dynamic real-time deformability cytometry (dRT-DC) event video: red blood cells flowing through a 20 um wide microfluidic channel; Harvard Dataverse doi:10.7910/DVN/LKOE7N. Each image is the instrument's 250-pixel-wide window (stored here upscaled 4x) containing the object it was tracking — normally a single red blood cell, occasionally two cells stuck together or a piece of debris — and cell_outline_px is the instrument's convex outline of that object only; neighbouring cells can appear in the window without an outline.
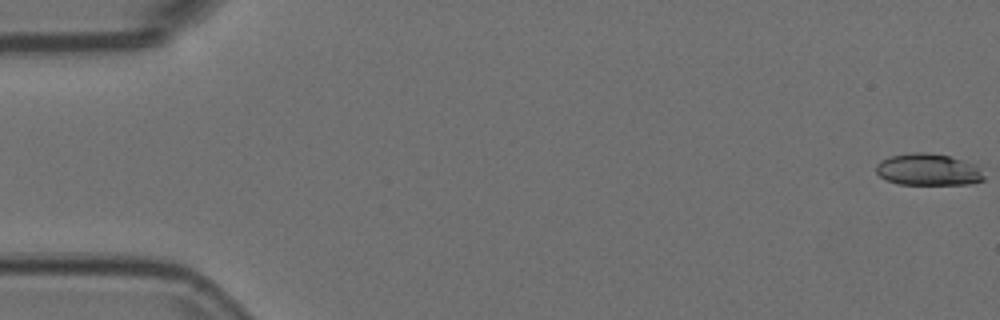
{"species": "Egyptian fruit bat (a non-hibernating species)", "species_latin": "Rousettus aegyptiacus", "temperature_condition": "room temperature", "stored_images_in_passage": 53, "camera_frame_rate_fps": 3000, "um_per_image_px": 0.085, "animal": {"sex": "female"}, "frame": {"image": 1, "passage_image": 1, "time_ms": 0.0, "image_size_px": [1000, 320], "cell_outline_px": [[984, 180], [968, 184], [900, 184], [888, 180], [880, 176], [876, 172], [876, 164], [880, 160], [888, 156], [912, 152], [928, 152], [948, 156], [976, 164], [984, 176]], "centroid_in_image_um": [78.87, 14.4], "position_along_channel_um": 6.1, "area_um2": 20.0}}
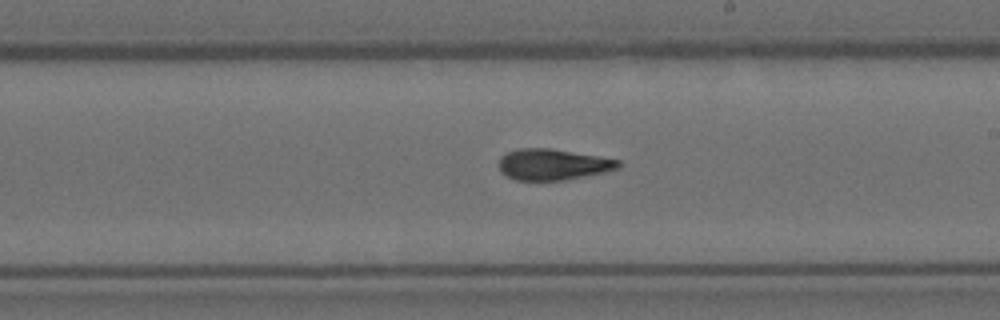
{"frame": {"image": 2, "passage_image": 32, "time_ms": 10.333, "image_size_px": [1000, 320], "cell_outline_px": [[620, 168], [604, 172], [564, 180], [516, 180], [500, 172], [500, 156], [508, 152], [520, 148], [552, 148], [600, 156], [620, 160]], "centroid_in_image_um": [47.01, 13.97], "position_along_channel_um": 242.0, "area_um2": 21.62}}
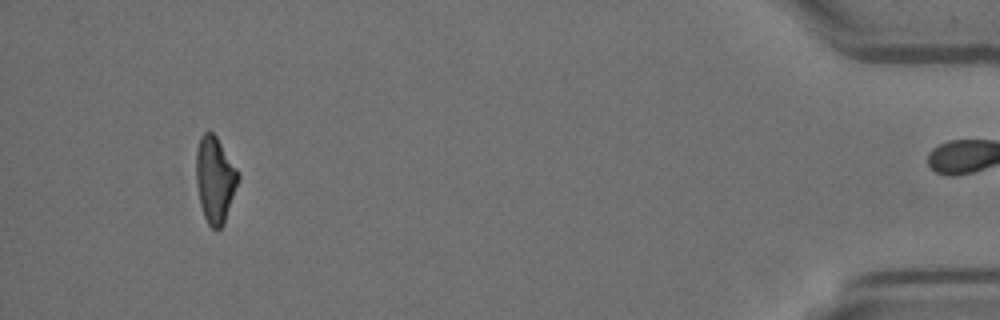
{"frame": {"image": 3, "passage_image": 52, "time_ms": 17.0, "image_size_px": [1000, 320], "cell_outline_px": [[240, 176], [224, 224], [220, 228], [212, 228], [208, 224], [204, 216], [200, 204], [196, 184], [196, 152], [200, 136], [204, 132], [212, 132], [216, 136], [240, 172]], "centroid_in_image_um": [18.27, 15.25], "position_along_channel_um": 416.9, "area_um2": 21.15}, "authors_computed_cell_mechanics": {"area_um2": 21.5016, "velocity_mm_per_s": 3.7247, "shape_relaxation_time_tau1_ms": 6.4977, "shape_relaxation_time_tau2_ms": 3.1846, "deformation_change_tau1": 0.1874, "deformation_change_tau2": 0.108}}